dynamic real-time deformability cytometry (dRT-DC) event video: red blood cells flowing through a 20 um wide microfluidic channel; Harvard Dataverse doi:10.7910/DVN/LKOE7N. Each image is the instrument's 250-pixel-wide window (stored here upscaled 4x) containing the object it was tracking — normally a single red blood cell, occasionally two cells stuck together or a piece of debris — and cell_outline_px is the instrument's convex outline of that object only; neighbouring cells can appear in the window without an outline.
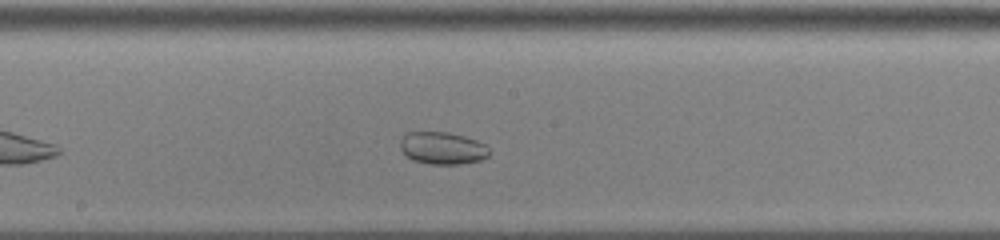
{"species": "common noctule bat (a hibernating species)", "species_latin": "Nyctalus noctula", "temperature_condition": "cold", "stored_images_in_passage": 38, "camera_frame_rate_fps": 3000, "um_per_image_px": 0.085, "animal": {"sex": "male", "body_mass_g": 13.0, "forearm_length_mm": 53.1}, "frame": {"image": 1, "passage_image": 17, "time_ms": 5.333, "image_size_px": [1000, 240], "cell_outline_px": [[488, 156], [480, 160], [460, 164], [428, 164], [412, 160], [400, 148], [400, 140], [408, 132], [448, 132], [464, 136], [476, 140], [484, 144], [488, 148]], "centroid_in_image_um": [37.6, 12.59], "position_along_channel_um": 210.6, "area_um2": 16.65}}